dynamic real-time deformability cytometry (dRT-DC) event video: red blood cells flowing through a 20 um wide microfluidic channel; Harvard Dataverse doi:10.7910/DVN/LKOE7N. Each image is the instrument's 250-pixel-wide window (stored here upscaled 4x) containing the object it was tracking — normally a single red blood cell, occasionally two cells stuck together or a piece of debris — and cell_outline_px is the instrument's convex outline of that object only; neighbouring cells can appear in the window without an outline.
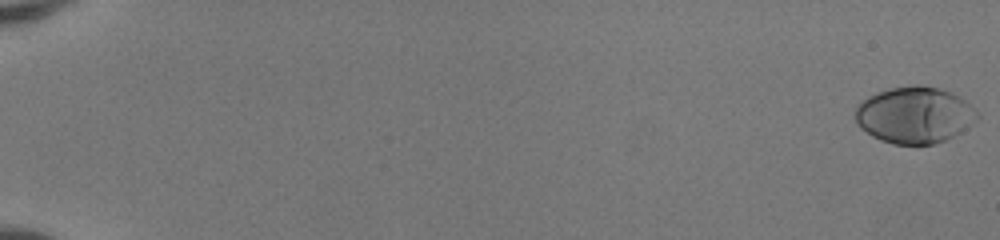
{"species": "human", "species_latin": "Homo sapiens", "temperature_condition": "room temperature", "stored_images_in_passage": 52, "camera_frame_rate_fps": 3000, "um_per_image_px": 0.085, "donor": {"sex": "female"}, "frame": {"image": 1, "passage_image": 1, "time_ms": 0.0, "image_size_px": [1000, 240], "cell_outline_px": [[980, 116], [972, 124], [960, 132], [944, 140], [932, 144], [892, 144], [880, 140], [872, 136], [860, 128], [856, 120], [856, 108], [860, 100], [876, 92], [888, 88], [916, 84], [920, 84], [940, 88], [952, 92], [964, 100]], "centroid_in_image_um": [77.7, 9.76], "position_along_channel_um": 7.3, "area_um2": 40.23}}
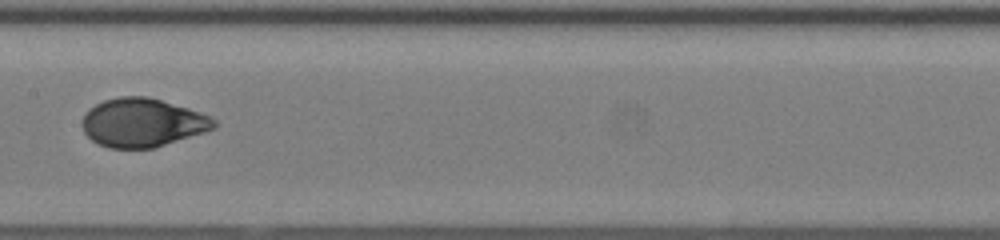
{"frame": {"image": 2, "passage_image": 30, "time_ms": 9.667, "image_size_px": [1000, 240], "cell_outline_px": [[216, 128], [156, 148], [108, 148], [92, 140], [84, 132], [80, 124], [80, 120], [88, 108], [104, 100], [120, 96], [148, 96], [188, 108], [212, 116], [216, 120]], "centroid_in_image_um": [12.1, 10.42], "position_along_channel_um": 195.3, "area_um2": 37.69}}
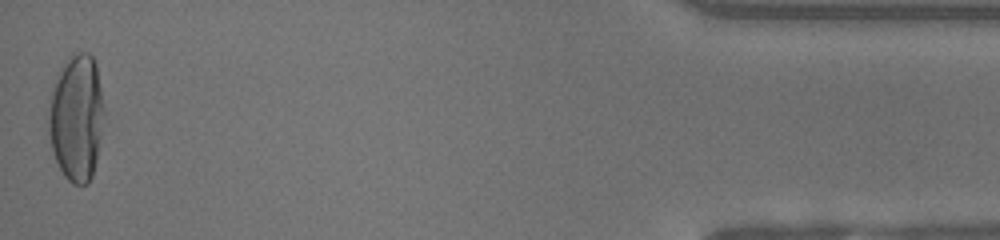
{"frame": {"image": 3, "passage_image": 52, "time_ms": 17.0, "image_size_px": [1000, 240], "cell_outline_px": [[104, 112], [96, 160], [92, 176], [88, 184], [72, 184], [64, 176], [52, 152], [48, 132], [48, 112], [52, 88], [68, 56], [72, 52], [88, 52], [92, 56], [96, 64], [104, 104]], "centroid_in_image_um": [6.49, 10.0], "position_along_channel_um": 428.7, "area_um2": 40.98}, "authors_computed_cell_mechanics": {"area_um2": 37.8301, "velocity_mm_per_s": 4.1709, "shape_relaxation_time_tau1_ms": 4.8305, "shape_relaxation_time_tau2_ms": null, "deformation_change_tau1": 0.2291, "deformation_change_tau2": null}}